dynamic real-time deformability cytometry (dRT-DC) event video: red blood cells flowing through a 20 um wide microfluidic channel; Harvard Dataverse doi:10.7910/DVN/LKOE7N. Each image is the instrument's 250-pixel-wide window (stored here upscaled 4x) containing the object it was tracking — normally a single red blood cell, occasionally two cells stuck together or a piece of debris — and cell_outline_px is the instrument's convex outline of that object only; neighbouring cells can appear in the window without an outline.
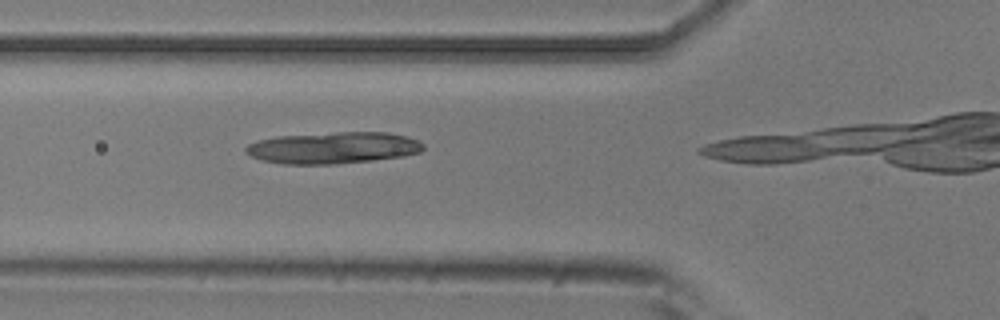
{"species": "common noctule bat (a hibernating species)", "species_latin": "Nyctalus noctula", "temperature_condition": "room temperature", "stored_images_in_passage": 4, "camera_frame_rate_fps": 3000, "um_per_image_px": 0.085, "animal": {"sex": "male", "body_mass_g": 20.5, "forearm_length_mm": 52.5}, "frame": {"image": 1, "passage_image": 3, "time_ms": 0.667, "image_size_px": [1000, 320], "cell_outline_px": [[424, 148], [420, 152], [404, 156], [372, 160], [336, 164], [284, 164], [260, 160], [244, 152], [244, 148], [248, 144], [256, 140], [276, 136], [336, 132], [388, 132], [408, 136], [420, 140], [424, 144]], "centroid_in_image_um": [28.32, 12.56], "position_along_channel_um": 97.5, "area_um2": 33.06}}